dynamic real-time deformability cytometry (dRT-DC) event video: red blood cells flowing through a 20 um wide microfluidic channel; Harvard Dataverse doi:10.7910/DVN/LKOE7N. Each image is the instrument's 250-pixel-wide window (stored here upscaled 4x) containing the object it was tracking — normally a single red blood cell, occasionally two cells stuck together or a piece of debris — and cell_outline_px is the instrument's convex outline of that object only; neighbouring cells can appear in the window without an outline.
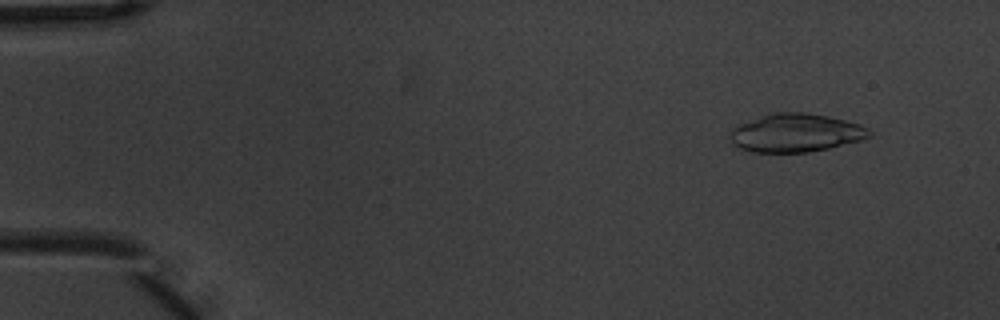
{"species": "common noctule bat (a hibernating species)", "species_latin": "Nyctalus noctula", "temperature_condition": "warm", "stored_images_in_passage": 5, "camera_frame_rate_fps": 3000, "um_per_image_px": 0.085, "animal": {"sex": "male", "body_mass_g": 20.1, "forearm_length_mm": 53.5}, "frame": {"image": 1, "passage_image": 1, "time_ms": 0.0, "image_size_px": [1000, 320], "cell_outline_px": [[872, 136], [860, 140], [828, 148], [808, 152], [752, 152], [740, 148], [732, 144], [732, 128], [740, 124], [776, 112], [804, 112], [828, 116], [860, 124], [868, 128], [872, 132]], "centroid_in_image_um": [67.68, 11.3], "position_along_channel_um": 17.3, "area_um2": 30.69}}